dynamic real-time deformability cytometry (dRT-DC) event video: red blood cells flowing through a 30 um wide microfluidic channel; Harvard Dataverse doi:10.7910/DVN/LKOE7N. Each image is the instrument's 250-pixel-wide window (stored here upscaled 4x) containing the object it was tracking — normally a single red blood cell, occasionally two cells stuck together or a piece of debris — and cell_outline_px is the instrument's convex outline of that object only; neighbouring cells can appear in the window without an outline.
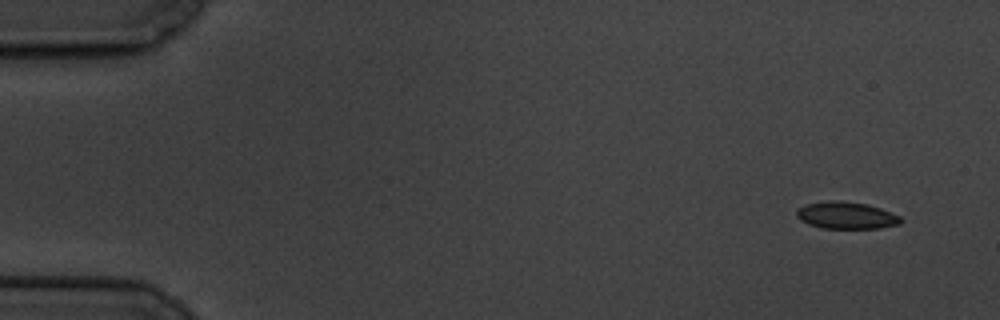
{"species": "common noctule bat (a hibernating species)", "species_latin": "Nyctalus noctula", "temperature_condition": "cold", "stored_images_in_passage": 5, "camera_frame_rate_fps": 3000, "um_per_image_px": 0.085, "animal": {"sex": "male", "body_mass_g": 19.5, "forearm_length_mm": 54.6}, "frame": {"image": 1, "passage_image": 1, "time_ms": 0.0, "image_size_px": [1000, 320], "cell_outline_px": [[904, 220], [900, 224], [880, 228], [820, 228], [808, 224], [800, 220], [796, 216], [796, 208], [804, 204], [828, 200], [840, 200], [868, 204], [880, 208], [900, 216]], "centroid_in_image_um": [71.9, 18.3], "position_along_channel_um": 13.1, "area_um2": 16.7}}
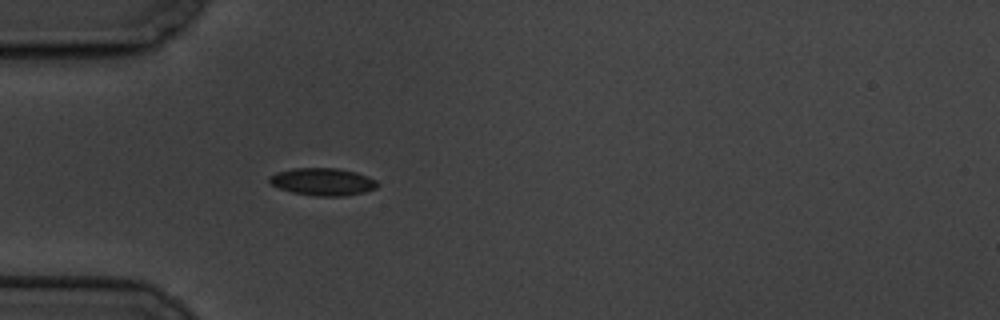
{"frame": {"image": 2, "passage_image": 5, "time_ms": 4.667, "image_size_px": [1000, 320], "cell_outline_px": [[380, 184], [376, 188], [364, 192], [344, 196], [316, 196], [292, 192], [280, 188], [272, 184], [268, 180], [268, 176], [276, 172], [292, 168], [336, 168], [356, 172], [368, 176], [376, 180]], "centroid_in_image_um": [27.44, 15.44], "position_along_channel_um": 57.6, "area_um2": 17.34}}